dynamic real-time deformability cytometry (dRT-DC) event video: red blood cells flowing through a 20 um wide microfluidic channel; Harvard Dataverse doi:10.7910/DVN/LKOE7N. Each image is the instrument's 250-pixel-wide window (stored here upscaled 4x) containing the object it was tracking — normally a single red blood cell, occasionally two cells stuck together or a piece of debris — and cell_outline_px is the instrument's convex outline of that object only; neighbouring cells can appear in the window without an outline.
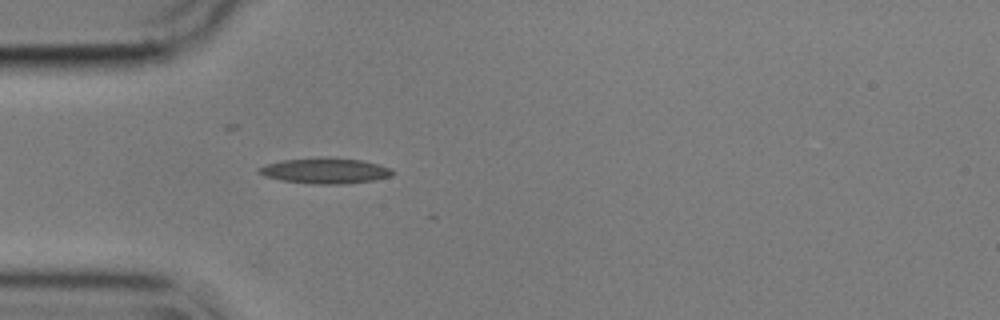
{"species": "common noctule bat (a hibernating species)", "species_latin": "Nyctalus noctula", "temperature_condition": "cold", "stored_images_in_passage": 17, "camera_frame_rate_fps": 3000, "um_per_image_px": 0.085, "animal": {"sex": "male", "body_mass_g": 17.9}, "frame": {"image": 1, "passage_image": 1, "time_ms": 0.0, "image_size_px": [1000, 320], "cell_outline_px": [[396, 172], [392, 176], [372, 180], [340, 184], [312, 184], [284, 180], [264, 176], [256, 172], [256, 168], [268, 164], [284, 160], [320, 156], [332, 156], [360, 160], [380, 164], [392, 168]], "centroid_in_image_um": [27.67, 14.49], "position_along_channel_um": 57.3, "area_um2": 20.23}}
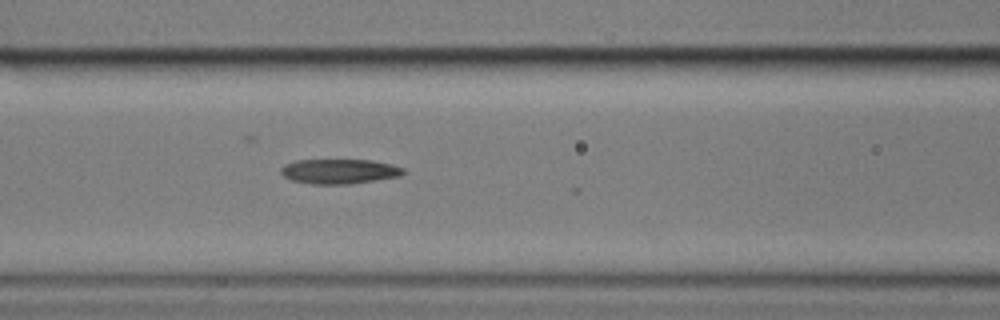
{"frame": {"image": 2, "passage_image": 8, "time_ms": 2.333, "image_size_px": [1000, 320], "cell_outline_px": [[404, 172], [400, 176], [348, 184], [312, 184], [292, 180], [284, 176], [280, 172], [280, 168], [284, 164], [296, 160], [372, 160], [392, 164], [404, 168]], "centroid_in_image_um": [28.82, 14.56], "position_along_channel_um": 137.8, "area_um2": 17.63}}
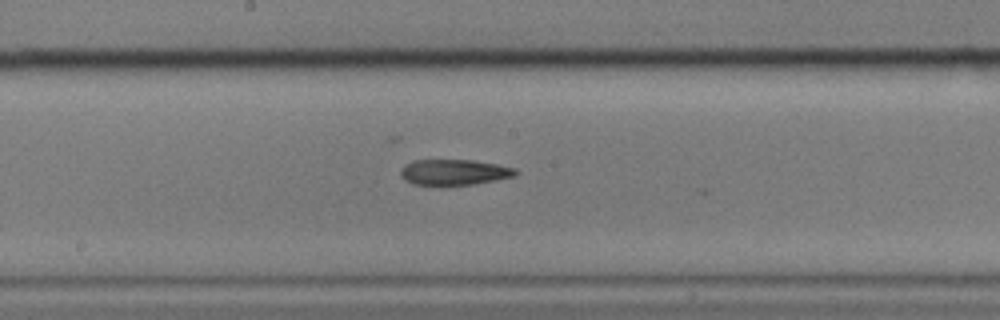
{"frame": {"image": 3, "passage_image": 14, "time_ms": 4.333, "image_size_px": [1000, 320], "cell_outline_px": [[520, 172], [516, 176], [496, 180], [472, 184], [412, 184], [404, 180], [400, 176], [400, 168], [404, 164], [412, 160], [472, 160], [496, 164], [516, 168]], "centroid_in_image_um": [38.6, 14.62], "position_along_channel_um": 209.6, "area_um2": 17.22}}